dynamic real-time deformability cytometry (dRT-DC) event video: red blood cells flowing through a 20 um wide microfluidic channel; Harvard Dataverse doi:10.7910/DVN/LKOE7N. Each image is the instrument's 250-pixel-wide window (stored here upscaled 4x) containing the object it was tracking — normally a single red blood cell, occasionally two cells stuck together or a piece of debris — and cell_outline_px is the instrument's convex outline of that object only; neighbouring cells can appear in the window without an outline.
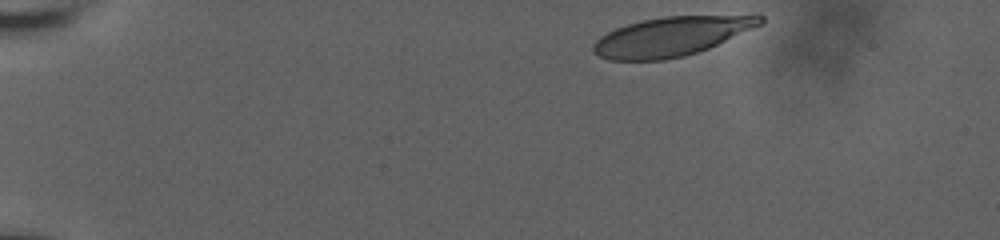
{"species": "human", "species_latin": "Homo sapiens", "temperature_condition": "room temperature", "stored_images_in_passage": 30, "camera_frame_rate_fps": 3000, "um_per_image_px": 0.085, "donor": {"sex": "male"}, "frame": {"image": 1, "passage_image": 1, "time_ms": 0.0, "image_size_px": [1000, 240], "cell_outline_px": [[764, 24], [708, 48], [684, 56], [664, 60], [608, 60], [592, 52], [592, 44], [600, 36], [616, 28], [628, 24], [644, 20], [664, 16], [756, 12], [764, 16]], "centroid_in_image_um": [57.21, 3.04], "position_along_channel_um": 27.8, "area_um2": 39.19}}
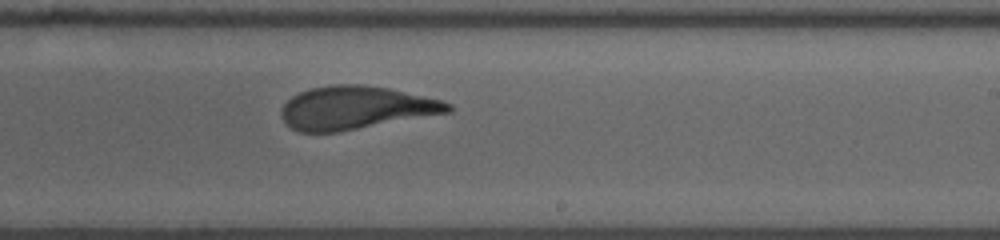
{"frame": {"image": 2, "passage_image": 17, "time_ms": 9.333, "image_size_px": [1000, 240], "cell_outline_px": [[452, 112], [340, 132], [300, 132], [284, 124], [280, 116], [280, 108], [292, 96], [300, 92], [312, 88], [332, 84], [360, 84], [388, 88], [440, 100], [452, 104]], "centroid_in_image_um": [30.21, 9.17], "position_along_channel_um": 258.8, "area_um2": 42.08}}
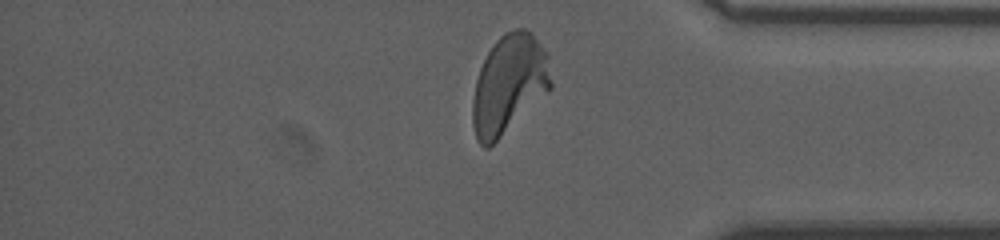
{"frame": {"image": 3, "passage_image": 29, "time_ms": 13.333, "image_size_px": [1000, 240], "cell_outline_px": [[552, 88], [548, 92], [488, 148], [484, 148], [476, 140], [472, 124], [472, 100], [476, 80], [480, 68], [488, 52], [496, 40], [504, 32], [516, 28], [524, 28], [532, 32], [548, 52], [552, 84]], "centroid_in_image_um": [43.27, 7.13], "position_along_channel_um": 391.9, "area_um2": 45.32}, "authors_computed_cell_mechanics": {"area_um2": 42.194, "velocity_mm_per_s": 3.6236, "shape_relaxation_time_tau1_ms": 5.8592, "shape_relaxation_time_tau2_ms": 0.76, "deformation_change_tau1": 0.2075, "deformation_change_tau2": 0.0764}}